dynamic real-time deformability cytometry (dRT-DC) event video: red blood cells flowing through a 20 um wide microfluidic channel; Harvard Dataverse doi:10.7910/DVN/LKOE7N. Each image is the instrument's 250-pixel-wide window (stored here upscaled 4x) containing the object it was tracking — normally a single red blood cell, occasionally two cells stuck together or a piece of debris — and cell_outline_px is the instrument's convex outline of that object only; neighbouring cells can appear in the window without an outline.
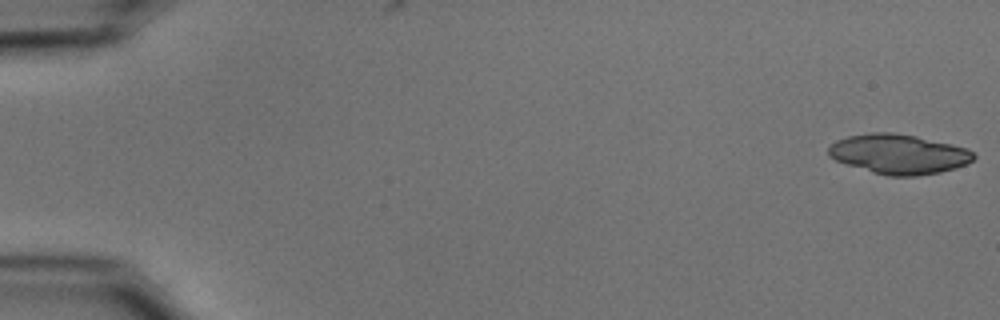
{"species": "common noctule bat (a hibernating species)", "species_latin": "Nyctalus noctula", "temperature_condition": "cold", "stored_images_in_passage": 21, "camera_frame_rate_fps": 3000, "um_per_image_px": 0.085, "animal": {"sex": "male", "body_mass_g": 15.6}, "frame": {"image": 1, "passage_image": 1, "time_ms": 0.0, "image_size_px": [1000, 320], "cell_outline_px": [[976, 156], [972, 160], [956, 168], [940, 172], [916, 176], [888, 176], [872, 172], [836, 160], [828, 156], [828, 148], [836, 140], [848, 136], [872, 132], [892, 132], [916, 136], [952, 144], [968, 148]], "centroid_in_image_um": [76.39, 13.09], "position_along_channel_um": 8.6, "area_um2": 33.47}}